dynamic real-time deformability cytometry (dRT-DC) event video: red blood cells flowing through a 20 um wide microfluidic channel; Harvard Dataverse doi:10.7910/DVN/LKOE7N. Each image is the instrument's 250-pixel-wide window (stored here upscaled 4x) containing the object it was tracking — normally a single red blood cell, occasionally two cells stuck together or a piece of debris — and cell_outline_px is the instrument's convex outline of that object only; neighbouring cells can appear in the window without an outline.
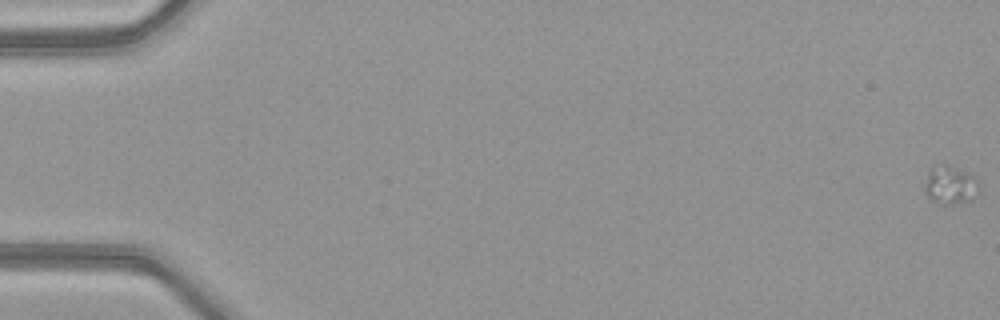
{"species": "common noctule bat (a hibernating species)", "species_latin": "Nyctalus noctula", "temperature_condition": "warm", "stored_images_in_passage": 10, "camera_frame_rate_fps": 3000, "um_per_image_px": 0.085, "animal": {"sex": "female", "body_mass_g": 21.9}, "frame": {"image": 1, "passage_image": 1, "time_ms": 0.0, "image_size_px": [1000, 320], "cell_outline_px": [[976, 180], [972, 200], [948, 204], [944, 204], [932, 200], [924, 192], [924, 184], [928, 172], [932, 164], [948, 164], [972, 176]], "centroid_in_image_um": [80.65, 15.69], "position_along_channel_um": 4.4, "area_um2": 11.68}}